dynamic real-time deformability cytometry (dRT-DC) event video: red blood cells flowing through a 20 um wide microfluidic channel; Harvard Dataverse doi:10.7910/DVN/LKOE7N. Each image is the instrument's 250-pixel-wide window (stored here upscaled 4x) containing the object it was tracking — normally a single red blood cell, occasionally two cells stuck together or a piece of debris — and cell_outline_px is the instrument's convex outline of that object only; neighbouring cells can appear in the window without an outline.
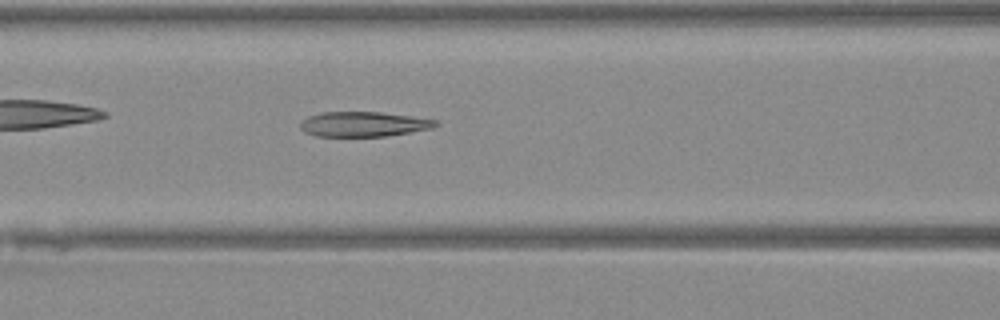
{"species": "Egyptian fruit bat (a non-hibernating species)", "species_latin": "Rousettus aegyptiacus", "temperature_condition": "warm", "stored_images_in_passage": 32, "camera_frame_rate_fps": 3000, "um_per_image_px": 0.085, "animal": {"sex": "female"}, "frame": {"image": 1, "passage_image": 11, "time_ms": 3.333, "image_size_px": [1000, 320], "cell_outline_px": [[440, 124], [432, 128], [384, 136], [316, 136], [304, 132], [300, 128], [300, 124], [308, 116], [324, 112], [380, 112], [436, 120]], "centroid_in_image_um": [30.87, 10.55], "position_along_channel_um": 135.7, "area_um2": 19.36}}
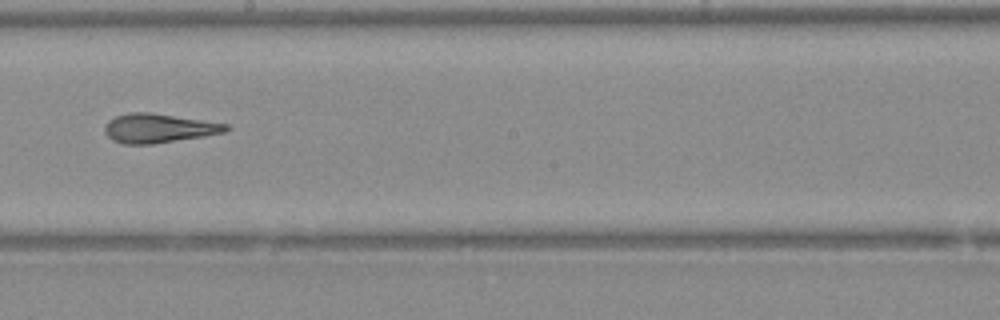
{"frame": {"image": 2, "passage_image": 18, "time_ms": 5.667, "image_size_px": [1000, 320], "cell_outline_px": [[232, 128], [224, 132], [204, 136], [152, 144], [124, 144], [112, 140], [104, 132], [104, 124], [108, 120], [116, 116], [132, 112], [148, 112], [228, 124]], "centroid_in_image_um": [13.45, 10.9], "position_along_channel_um": 234.7, "area_um2": 20.46}}
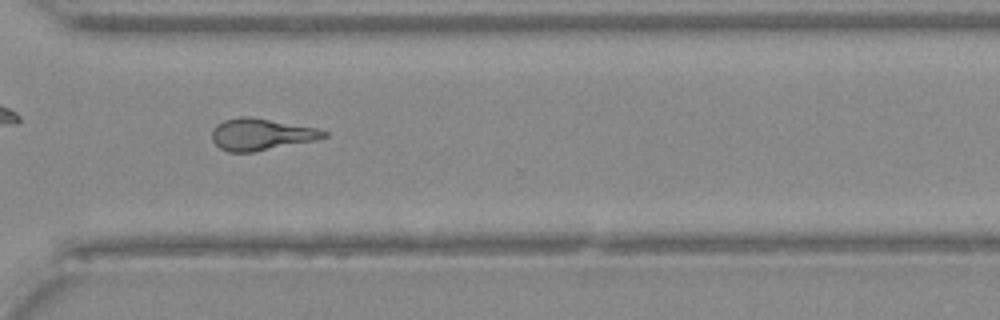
{"frame": {"image": 3, "passage_image": 26, "time_ms": 8.333, "image_size_px": [1000, 320], "cell_outline_px": [[328, 136], [316, 140], [252, 152], [228, 152], [220, 148], [212, 140], [212, 128], [216, 124], [224, 120], [240, 116], [248, 116], [320, 128], [328, 132]], "centroid_in_image_um": [22.2, 11.41], "position_along_channel_um": 348.4, "area_um2": 20.81}}